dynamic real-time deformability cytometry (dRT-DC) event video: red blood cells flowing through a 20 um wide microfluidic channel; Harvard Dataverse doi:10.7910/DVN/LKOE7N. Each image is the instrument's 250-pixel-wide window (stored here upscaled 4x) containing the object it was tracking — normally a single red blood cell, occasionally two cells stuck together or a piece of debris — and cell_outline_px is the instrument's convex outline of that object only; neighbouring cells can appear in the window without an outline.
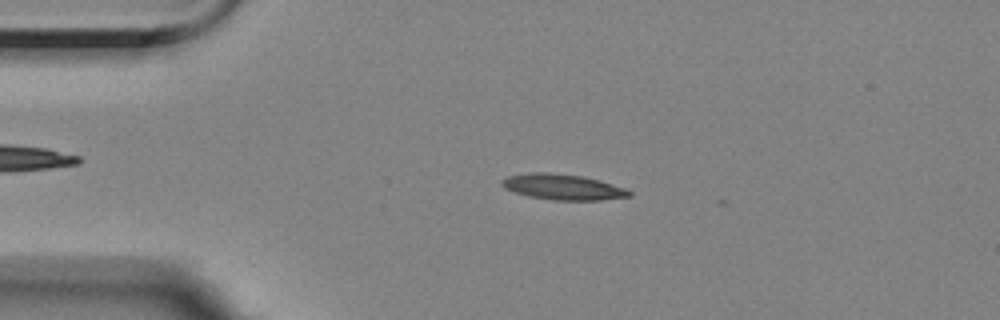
{"species": "Egyptian fruit bat (a non-hibernating species)", "species_latin": "Rousettus aegyptiacus", "temperature_condition": "room temperature", "stored_images_in_passage": 3, "camera_frame_rate_fps": 3000, "um_per_image_px": 0.085, "animal": {"sex": "female"}, "frame": {"image": 1, "passage_image": 2, "time_ms": 2.0, "image_size_px": [1000, 320], "cell_outline_px": [[632, 196], [600, 200], [552, 200], [528, 196], [504, 188], [500, 184], [500, 180], [508, 176], [532, 172], [548, 172], [584, 176], [600, 180], [624, 188], [632, 192]], "centroid_in_image_um": [47.83, 15.89], "position_along_channel_um": 37.2, "area_um2": 19.07}}